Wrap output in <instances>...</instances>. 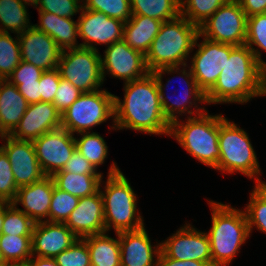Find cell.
I'll return each instance as SVG.
<instances>
[{
	"mask_svg": "<svg viewBox=\"0 0 266 266\" xmlns=\"http://www.w3.org/2000/svg\"><path fill=\"white\" fill-rule=\"evenodd\" d=\"M115 118L112 129H132L141 133L170 136L172 124L167 120L154 76L124 83V98L115 95Z\"/></svg>",
	"mask_w": 266,
	"mask_h": 266,
	"instance_id": "6da1fadb",
	"label": "cell"
},
{
	"mask_svg": "<svg viewBox=\"0 0 266 266\" xmlns=\"http://www.w3.org/2000/svg\"><path fill=\"white\" fill-rule=\"evenodd\" d=\"M219 66L222 71L206 94L207 104H246L251 98L266 96V70L247 45L236 46Z\"/></svg>",
	"mask_w": 266,
	"mask_h": 266,
	"instance_id": "7a4b0ae2",
	"label": "cell"
},
{
	"mask_svg": "<svg viewBox=\"0 0 266 266\" xmlns=\"http://www.w3.org/2000/svg\"><path fill=\"white\" fill-rule=\"evenodd\" d=\"M212 225L207 233L210 241L212 266H227L250 237L244 210L231 205L208 201Z\"/></svg>",
	"mask_w": 266,
	"mask_h": 266,
	"instance_id": "3957f363",
	"label": "cell"
},
{
	"mask_svg": "<svg viewBox=\"0 0 266 266\" xmlns=\"http://www.w3.org/2000/svg\"><path fill=\"white\" fill-rule=\"evenodd\" d=\"M198 35L199 26L190 23L181 14L175 19L164 21L145 56L149 72L186 65Z\"/></svg>",
	"mask_w": 266,
	"mask_h": 266,
	"instance_id": "277c9868",
	"label": "cell"
},
{
	"mask_svg": "<svg viewBox=\"0 0 266 266\" xmlns=\"http://www.w3.org/2000/svg\"><path fill=\"white\" fill-rule=\"evenodd\" d=\"M114 162L108 169L104 191H99L103 198L105 232L114 229L116 233L134 231L143 228L144 220L137 211V198L129 180Z\"/></svg>",
	"mask_w": 266,
	"mask_h": 266,
	"instance_id": "5b68a950",
	"label": "cell"
},
{
	"mask_svg": "<svg viewBox=\"0 0 266 266\" xmlns=\"http://www.w3.org/2000/svg\"><path fill=\"white\" fill-rule=\"evenodd\" d=\"M170 136L199 162L212 169L220 159L219 149V114L210 115L208 111L187 117V120L175 121L171 126Z\"/></svg>",
	"mask_w": 266,
	"mask_h": 266,
	"instance_id": "8992f818",
	"label": "cell"
},
{
	"mask_svg": "<svg viewBox=\"0 0 266 266\" xmlns=\"http://www.w3.org/2000/svg\"><path fill=\"white\" fill-rule=\"evenodd\" d=\"M219 149L220 159L215 170L242 173L255 178L256 185L262 181L258 177L262 172L249 135L222 114H219Z\"/></svg>",
	"mask_w": 266,
	"mask_h": 266,
	"instance_id": "52a82bcc",
	"label": "cell"
},
{
	"mask_svg": "<svg viewBox=\"0 0 266 266\" xmlns=\"http://www.w3.org/2000/svg\"><path fill=\"white\" fill-rule=\"evenodd\" d=\"M115 95L107 90L84 92L61 114V128L71 134L90 132L109 118H115Z\"/></svg>",
	"mask_w": 266,
	"mask_h": 266,
	"instance_id": "ba28073f",
	"label": "cell"
},
{
	"mask_svg": "<svg viewBox=\"0 0 266 266\" xmlns=\"http://www.w3.org/2000/svg\"><path fill=\"white\" fill-rule=\"evenodd\" d=\"M180 67L182 66L163 67L150 72L154 76L159 89V96L163 112L167 120L171 124H173L177 120H180L178 118L180 115L182 116L183 114L185 115L187 113L189 115L188 117H192V114L194 113L197 116L207 111L205 107L202 108L201 106L197 105L198 103L207 104L206 94L198 87L196 79L193 77L190 67H188L187 64L183 65L182 70H180ZM186 67H188L189 69L185 70ZM166 73L172 75L173 73H177L179 76H181V78H184L183 83H185L186 85V89L182 92L184 95L177 96L172 102H170V99L172 98L168 95L166 96V94L164 93L165 88H167L171 84L170 79L167 80L166 86L162 81L163 75ZM174 95H176V93ZM191 107H195L196 110H190Z\"/></svg>",
	"mask_w": 266,
	"mask_h": 266,
	"instance_id": "9c48e42d",
	"label": "cell"
},
{
	"mask_svg": "<svg viewBox=\"0 0 266 266\" xmlns=\"http://www.w3.org/2000/svg\"><path fill=\"white\" fill-rule=\"evenodd\" d=\"M101 57L98 51L85 47L64 50L58 64L60 76L82 93L99 90L104 82Z\"/></svg>",
	"mask_w": 266,
	"mask_h": 266,
	"instance_id": "30bf717a",
	"label": "cell"
},
{
	"mask_svg": "<svg viewBox=\"0 0 266 266\" xmlns=\"http://www.w3.org/2000/svg\"><path fill=\"white\" fill-rule=\"evenodd\" d=\"M247 16L238 0H228L199 26L200 37L242 46L246 42Z\"/></svg>",
	"mask_w": 266,
	"mask_h": 266,
	"instance_id": "8fae6325",
	"label": "cell"
},
{
	"mask_svg": "<svg viewBox=\"0 0 266 266\" xmlns=\"http://www.w3.org/2000/svg\"><path fill=\"white\" fill-rule=\"evenodd\" d=\"M160 250L169 258L180 261L192 260L206 262L212 266L210 241L207 232H201L190 223L180 227L177 232L160 243Z\"/></svg>",
	"mask_w": 266,
	"mask_h": 266,
	"instance_id": "7c38bea8",
	"label": "cell"
},
{
	"mask_svg": "<svg viewBox=\"0 0 266 266\" xmlns=\"http://www.w3.org/2000/svg\"><path fill=\"white\" fill-rule=\"evenodd\" d=\"M200 34L197 37L194 47H198L191 58V72L196 79L198 87L207 94L216 84L222 71L219 64L230 55V52L236 47L230 44L214 42L203 37L201 43H197Z\"/></svg>",
	"mask_w": 266,
	"mask_h": 266,
	"instance_id": "4fadbf2b",
	"label": "cell"
},
{
	"mask_svg": "<svg viewBox=\"0 0 266 266\" xmlns=\"http://www.w3.org/2000/svg\"><path fill=\"white\" fill-rule=\"evenodd\" d=\"M32 142L40 168L46 176L62 170L76 150L74 135L64 128L44 133Z\"/></svg>",
	"mask_w": 266,
	"mask_h": 266,
	"instance_id": "5bb4252c",
	"label": "cell"
},
{
	"mask_svg": "<svg viewBox=\"0 0 266 266\" xmlns=\"http://www.w3.org/2000/svg\"><path fill=\"white\" fill-rule=\"evenodd\" d=\"M103 56L101 57L103 79L107 73L127 83L143 78L149 73L145 56L131 48L124 40L107 46Z\"/></svg>",
	"mask_w": 266,
	"mask_h": 266,
	"instance_id": "9a60e30c",
	"label": "cell"
},
{
	"mask_svg": "<svg viewBox=\"0 0 266 266\" xmlns=\"http://www.w3.org/2000/svg\"><path fill=\"white\" fill-rule=\"evenodd\" d=\"M77 20L79 37L84 41L80 47L90 48L99 51L97 45H111L114 42L123 40V21L110 18L104 13L84 9L82 7ZM93 43H96L95 45Z\"/></svg>",
	"mask_w": 266,
	"mask_h": 266,
	"instance_id": "2e32d148",
	"label": "cell"
},
{
	"mask_svg": "<svg viewBox=\"0 0 266 266\" xmlns=\"http://www.w3.org/2000/svg\"><path fill=\"white\" fill-rule=\"evenodd\" d=\"M6 141L0 147L7 154L17 187L30 185L46 175L40 168L32 141L17 140L10 135L0 136Z\"/></svg>",
	"mask_w": 266,
	"mask_h": 266,
	"instance_id": "e0dca14e",
	"label": "cell"
},
{
	"mask_svg": "<svg viewBox=\"0 0 266 266\" xmlns=\"http://www.w3.org/2000/svg\"><path fill=\"white\" fill-rule=\"evenodd\" d=\"M17 36L21 60L43 71L58 68L62 50L49 35L33 25Z\"/></svg>",
	"mask_w": 266,
	"mask_h": 266,
	"instance_id": "ac0fdd59",
	"label": "cell"
},
{
	"mask_svg": "<svg viewBox=\"0 0 266 266\" xmlns=\"http://www.w3.org/2000/svg\"><path fill=\"white\" fill-rule=\"evenodd\" d=\"M61 128V113L53 103L29 104L19 124L10 134L17 140L33 141L44 133Z\"/></svg>",
	"mask_w": 266,
	"mask_h": 266,
	"instance_id": "d6986e66",
	"label": "cell"
},
{
	"mask_svg": "<svg viewBox=\"0 0 266 266\" xmlns=\"http://www.w3.org/2000/svg\"><path fill=\"white\" fill-rule=\"evenodd\" d=\"M77 239L78 237L64 223L37 222L31 236L32 256L55 258Z\"/></svg>",
	"mask_w": 266,
	"mask_h": 266,
	"instance_id": "ffe728a7",
	"label": "cell"
},
{
	"mask_svg": "<svg viewBox=\"0 0 266 266\" xmlns=\"http://www.w3.org/2000/svg\"><path fill=\"white\" fill-rule=\"evenodd\" d=\"M64 224L78 237L105 232L103 198L97 193L79 199Z\"/></svg>",
	"mask_w": 266,
	"mask_h": 266,
	"instance_id": "44dd1931",
	"label": "cell"
},
{
	"mask_svg": "<svg viewBox=\"0 0 266 266\" xmlns=\"http://www.w3.org/2000/svg\"><path fill=\"white\" fill-rule=\"evenodd\" d=\"M119 243L121 266H158L160 243L155 246L151 244L145 226L134 231L120 232Z\"/></svg>",
	"mask_w": 266,
	"mask_h": 266,
	"instance_id": "7402d4cb",
	"label": "cell"
},
{
	"mask_svg": "<svg viewBox=\"0 0 266 266\" xmlns=\"http://www.w3.org/2000/svg\"><path fill=\"white\" fill-rule=\"evenodd\" d=\"M54 186L55 183L52 176H45L30 185L19 187L16 199L12 203L15 206L19 203L22 204L24 209H18L29 216L35 223L49 222V209Z\"/></svg>",
	"mask_w": 266,
	"mask_h": 266,
	"instance_id": "603a6c76",
	"label": "cell"
},
{
	"mask_svg": "<svg viewBox=\"0 0 266 266\" xmlns=\"http://www.w3.org/2000/svg\"><path fill=\"white\" fill-rule=\"evenodd\" d=\"M28 102L16 85L0 79V136L10 135L25 114Z\"/></svg>",
	"mask_w": 266,
	"mask_h": 266,
	"instance_id": "cb8c5ba5",
	"label": "cell"
},
{
	"mask_svg": "<svg viewBox=\"0 0 266 266\" xmlns=\"http://www.w3.org/2000/svg\"><path fill=\"white\" fill-rule=\"evenodd\" d=\"M39 23L34 26L49 35L64 51L80 47L78 22L73 18L59 17L49 12H39Z\"/></svg>",
	"mask_w": 266,
	"mask_h": 266,
	"instance_id": "d4e9b609",
	"label": "cell"
},
{
	"mask_svg": "<svg viewBox=\"0 0 266 266\" xmlns=\"http://www.w3.org/2000/svg\"><path fill=\"white\" fill-rule=\"evenodd\" d=\"M162 23V21L155 18L132 15L124 23L123 40L131 48L146 56Z\"/></svg>",
	"mask_w": 266,
	"mask_h": 266,
	"instance_id": "484cf974",
	"label": "cell"
},
{
	"mask_svg": "<svg viewBox=\"0 0 266 266\" xmlns=\"http://www.w3.org/2000/svg\"><path fill=\"white\" fill-rule=\"evenodd\" d=\"M118 238L108 236L107 232L84 237L91 266H121L119 233Z\"/></svg>",
	"mask_w": 266,
	"mask_h": 266,
	"instance_id": "4316f807",
	"label": "cell"
},
{
	"mask_svg": "<svg viewBox=\"0 0 266 266\" xmlns=\"http://www.w3.org/2000/svg\"><path fill=\"white\" fill-rule=\"evenodd\" d=\"M103 175L73 174L70 172H55L52 175L55 186L62 191L78 197L91 196L99 191Z\"/></svg>",
	"mask_w": 266,
	"mask_h": 266,
	"instance_id": "83f0119b",
	"label": "cell"
},
{
	"mask_svg": "<svg viewBox=\"0 0 266 266\" xmlns=\"http://www.w3.org/2000/svg\"><path fill=\"white\" fill-rule=\"evenodd\" d=\"M27 8L19 0H0V32L19 34L33 26Z\"/></svg>",
	"mask_w": 266,
	"mask_h": 266,
	"instance_id": "f1b7e54d",
	"label": "cell"
},
{
	"mask_svg": "<svg viewBox=\"0 0 266 266\" xmlns=\"http://www.w3.org/2000/svg\"><path fill=\"white\" fill-rule=\"evenodd\" d=\"M132 15H142L162 22L180 15V0H130Z\"/></svg>",
	"mask_w": 266,
	"mask_h": 266,
	"instance_id": "f546056e",
	"label": "cell"
},
{
	"mask_svg": "<svg viewBox=\"0 0 266 266\" xmlns=\"http://www.w3.org/2000/svg\"><path fill=\"white\" fill-rule=\"evenodd\" d=\"M80 138L75 137L76 151L85 157L97 170L104 164L108 154V146L104 138L96 132L79 133Z\"/></svg>",
	"mask_w": 266,
	"mask_h": 266,
	"instance_id": "4dcf8cb0",
	"label": "cell"
},
{
	"mask_svg": "<svg viewBox=\"0 0 266 266\" xmlns=\"http://www.w3.org/2000/svg\"><path fill=\"white\" fill-rule=\"evenodd\" d=\"M0 251L4 263L28 262L32 257L31 236L0 234Z\"/></svg>",
	"mask_w": 266,
	"mask_h": 266,
	"instance_id": "1f68e13d",
	"label": "cell"
},
{
	"mask_svg": "<svg viewBox=\"0 0 266 266\" xmlns=\"http://www.w3.org/2000/svg\"><path fill=\"white\" fill-rule=\"evenodd\" d=\"M257 62L266 70L260 49L266 51V13L247 17L246 42ZM255 45L257 48L253 46Z\"/></svg>",
	"mask_w": 266,
	"mask_h": 266,
	"instance_id": "d6a6232c",
	"label": "cell"
},
{
	"mask_svg": "<svg viewBox=\"0 0 266 266\" xmlns=\"http://www.w3.org/2000/svg\"><path fill=\"white\" fill-rule=\"evenodd\" d=\"M228 0H180V14L190 23L203 24Z\"/></svg>",
	"mask_w": 266,
	"mask_h": 266,
	"instance_id": "836d02e7",
	"label": "cell"
},
{
	"mask_svg": "<svg viewBox=\"0 0 266 266\" xmlns=\"http://www.w3.org/2000/svg\"><path fill=\"white\" fill-rule=\"evenodd\" d=\"M35 222L13 203H5V215L1 234L32 236Z\"/></svg>",
	"mask_w": 266,
	"mask_h": 266,
	"instance_id": "e575fe53",
	"label": "cell"
},
{
	"mask_svg": "<svg viewBox=\"0 0 266 266\" xmlns=\"http://www.w3.org/2000/svg\"><path fill=\"white\" fill-rule=\"evenodd\" d=\"M21 51L18 36L12 37L8 32H0V79H7L20 64Z\"/></svg>",
	"mask_w": 266,
	"mask_h": 266,
	"instance_id": "d590c367",
	"label": "cell"
},
{
	"mask_svg": "<svg viewBox=\"0 0 266 266\" xmlns=\"http://www.w3.org/2000/svg\"><path fill=\"white\" fill-rule=\"evenodd\" d=\"M250 193L249 204H246L244 212L246 214L249 233L255 226L257 230L266 234V192L256 185Z\"/></svg>",
	"mask_w": 266,
	"mask_h": 266,
	"instance_id": "8d00e7d4",
	"label": "cell"
},
{
	"mask_svg": "<svg viewBox=\"0 0 266 266\" xmlns=\"http://www.w3.org/2000/svg\"><path fill=\"white\" fill-rule=\"evenodd\" d=\"M82 3L84 9L101 12L123 22L132 16L130 0H82Z\"/></svg>",
	"mask_w": 266,
	"mask_h": 266,
	"instance_id": "74e56055",
	"label": "cell"
},
{
	"mask_svg": "<svg viewBox=\"0 0 266 266\" xmlns=\"http://www.w3.org/2000/svg\"><path fill=\"white\" fill-rule=\"evenodd\" d=\"M79 198L54 186L49 209V222L64 223L77 207Z\"/></svg>",
	"mask_w": 266,
	"mask_h": 266,
	"instance_id": "f35d334b",
	"label": "cell"
},
{
	"mask_svg": "<svg viewBox=\"0 0 266 266\" xmlns=\"http://www.w3.org/2000/svg\"><path fill=\"white\" fill-rule=\"evenodd\" d=\"M54 260L58 266H91L90 253L83 238H78L68 249Z\"/></svg>",
	"mask_w": 266,
	"mask_h": 266,
	"instance_id": "ab89813d",
	"label": "cell"
},
{
	"mask_svg": "<svg viewBox=\"0 0 266 266\" xmlns=\"http://www.w3.org/2000/svg\"><path fill=\"white\" fill-rule=\"evenodd\" d=\"M16 185L12 167L5 151L0 147V200L12 203L16 199Z\"/></svg>",
	"mask_w": 266,
	"mask_h": 266,
	"instance_id": "60d3db41",
	"label": "cell"
},
{
	"mask_svg": "<svg viewBox=\"0 0 266 266\" xmlns=\"http://www.w3.org/2000/svg\"><path fill=\"white\" fill-rule=\"evenodd\" d=\"M82 0H39L38 12H49L59 17L72 18L81 11Z\"/></svg>",
	"mask_w": 266,
	"mask_h": 266,
	"instance_id": "b9f144b4",
	"label": "cell"
},
{
	"mask_svg": "<svg viewBox=\"0 0 266 266\" xmlns=\"http://www.w3.org/2000/svg\"><path fill=\"white\" fill-rule=\"evenodd\" d=\"M81 94L82 92L78 88L60 76V83L53 100V105L62 114Z\"/></svg>",
	"mask_w": 266,
	"mask_h": 266,
	"instance_id": "7bdbcfd3",
	"label": "cell"
},
{
	"mask_svg": "<svg viewBox=\"0 0 266 266\" xmlns=\"http://www.w3.org/2000/svg\"><path fill=\"white\" fill-rule=\"evenodd\" d=\"M43 70L36 66L20 61V64L8 76L7 80L12 84H23L24 82H39Z\"/></svg>",
	"mask_w": 266,
	"mask_h": 266,
	"instance_id": "ee69618b",
	"label": "cell"
},
{
	"mask_svg": "<svg viewBox=\"0 0 266 266\" xmlns=\"http://www.w3.org/2000/svg\"><path fill=\"white\" fill-rule=\"evenodd\" d=\"M39 83L41 89V101L53 103L60 83V73L58 68L43 71Z\"/></svg>",
	"mask_w": 266,
	"mask_h": 266,
	"instance_id": "f6af8a7d",
	"label": "cell"
},
{
	"mask_svg": "<svg viewBox=\"0 0 266 266\" xmlns=\"http://www.w3.org/2000/svg\"><path fill=\"white\" fill-rule=\"evenodd\" d=\"M57 172H70L78 175H102V173L97 172L91 163L76 150L71 155V158L67 161L64 168Z\"/></svg>",
	"mask_w": 266,
	"mask_h": 266,
	"instance_id": "bcb514c9",
	"label": "cell"
},
{
	"mask_svg": "<svg viewBox=\"0 0 266 266\" xmlns=\"http://www.w3.org/2000/svg\"><path fill=\"white\" fill-rule=\"evenodd\" d=\"M17 86L20 94L26 99L28 104L41 101V89L39 82H24L23 84H14Z\"/></svg>",
	"mask_w": 266,
	"mask_h": 266,
	"instance_id": "7dc6e473",
	"label": "cell"
},
{
	"mask_svg": "<svg viewBox=\"0 0 266 266\" xmlns=\"http://www.w3.org/2000/svg\"><path fill=\"white\" fill-rule=\"evenodd\" d=\"M247 17L266 13V0H238Z\"/></svg>",
	"mask_w": 266,
	"mask_h": 266,
	"instance_id": "c3c4849f",
	"label": "cell"
},
{
	"mask_svg": "<svg viewBox=\"0 0 266 266\" xmlns=\"http://www.w3.org/2000/svg\"><path fill=\"white\" fill-rule=\"evenodd\" d=\"M158 266H209L206 262L185 260L180 261L177 259L165 256L161 251L158 256Z\"/></svg>",
	"mask_w": 266,
	"mask_h": 266,
	"instance_id": "681fc988",
	"label": "cell"
},
{
	"mask_svg": "<svg viewBox=\"0 0 266 266\" xmlns=\"http://www.w3.org/2000/svg\"><path fill=\"white\" fill-rule=\"evenodd\" d=\"M29 262L31 266H58L54 258L32 256Z\"/></svg>",
	"mask_w": 266,
	"mask_h": 266,
	"instance_id": "f907efd6",
	"label": "cell"
},
{
	"mask_svg": "<svg viewBox=\"0 0 266 266\" xmlns=\"http://www.w3.org/2000/svg\"><path fill=\"white\" fill-rule=\"evenodd\" d=\"M5 203L6 202L0 200V234H1V229L3 226V220H4V215H5Z\"/></svg>",
	"mask_w": 266,
	"mask_h": 266,
	"instance_id": "816d5d0a",
	"label": "cell"
},
{
	"mask_svg": "<svg viewBox=\"0 0 266 266\" xmlns=\"http://www.w3.org/2000/svg\"><path fill=\"white\" fill-rule=\"evenodd\" d=\"M21 3H23L25 6H34L33 8L38 7L39 0H19Z\"/></svg>",
	"mask_w": 266,
	"mask_h": 266,
	"instance_id": "f5cc1de1",
	"label": "cell"
},
{
	"mask_svg": "<svg viewBox=\"0 0 266 266\" xmlns=\"http://www.w3.org/2000/svg\"><path fill=\"white\" fill-rule=\"evenodd\" d=\"M2 266H31L30 262L4 263Z\"/></svg>",
	"mask_w": 266,
	"mask_h": 266,
	"instance_id": "db71d44e",
	"label": "cell"
},
{
	"mask_svg": "<svg viewBox=\"0 0 266 266\" xmlns=\"http://www.w3.org/2000/svg\"><path fill=\"white\" fill-rule=\"evenodd\" d=\"M258 185L266 192V182L261 181Z\"/></svg>",
	"mask_w": 266,
	"mask_h": 266,
	"instance_id": "11a10c76",
	"label": "cell"
},
{
	"mask_svg": "<svg viewBox=\"0 0 266 266\" xmlns=\"http://www.w3.org/2000/svg\"><path fill=\"white\" fill-rule=\"evenodd\" d=\"M4 264L3 260H2V254H1V251H0V266H2Z\"/></svg>",
	"mask_w": 266,
	"mask_h": 266,
	"instance_id": "9f6ffc18",
	"label": "cell"
}]
</instances>
